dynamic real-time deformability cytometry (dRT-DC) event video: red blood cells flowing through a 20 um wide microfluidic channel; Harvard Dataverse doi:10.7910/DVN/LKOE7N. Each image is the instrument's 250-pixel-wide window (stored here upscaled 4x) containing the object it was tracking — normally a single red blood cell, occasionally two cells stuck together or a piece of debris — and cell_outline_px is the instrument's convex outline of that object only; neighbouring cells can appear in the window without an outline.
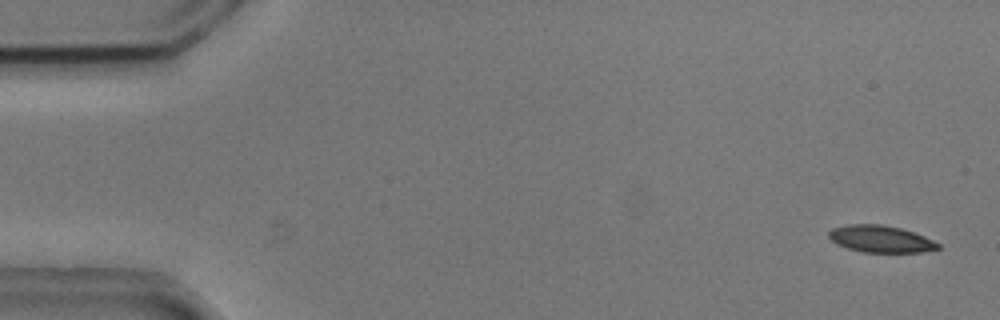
{"species": "common noctule bat (a hibernating species)", "species_latin": "Nyctalus noctula", "temperature_condition": "cold", "stored_images_in_passage": 8, "camera_frame_rate_fps": 3000, "um_per_image_px": 0.085, "animal": {"sex": "male", "body_mass_g": 20.5, "forearm_length_mm": 52.5}, "frame": {"image": 1, "passage_image": 2, "time_ms": 0.333, "image_size_px": [1000, 320], "cell_outline_px": [[940, 248], [920, 252], [864, 252], [848, 248], [836, 244], [828, 236], [828, 232], [832, 228], [848, 224], [880, 224], [900, 228], [924, 236], [940, 244]], "centroid_in_image_um": [74.83, 20.31], "position_along_channel_um": 10.2, "area_um2": 16.99}}